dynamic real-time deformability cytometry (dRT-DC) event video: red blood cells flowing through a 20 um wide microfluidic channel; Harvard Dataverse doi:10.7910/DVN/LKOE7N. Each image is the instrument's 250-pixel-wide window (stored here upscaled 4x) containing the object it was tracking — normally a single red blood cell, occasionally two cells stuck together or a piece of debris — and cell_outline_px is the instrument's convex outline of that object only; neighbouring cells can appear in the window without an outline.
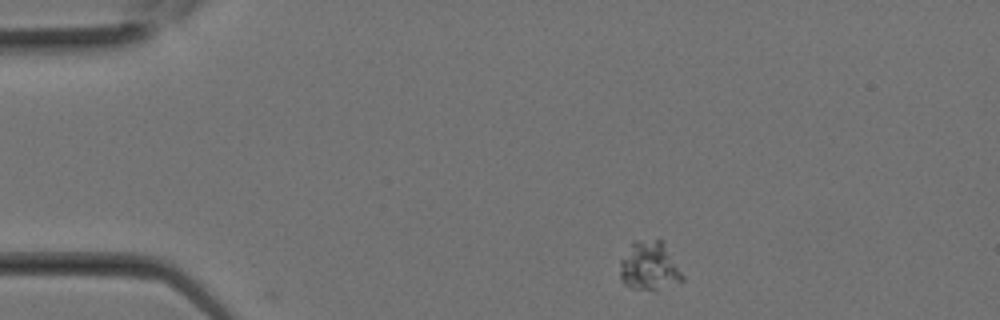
{"species": "Egyptian fruit bat (a non-hibernating species)", "species_latin": "Rousettus aegyptiacus", "temperature_condition": "room temperature", "stored_images_in_passage": 2, "camera_frame_rate_fps": 3000, "um_per_image_px": 0.085, "animal": {"sex": "female"}, "frame": {"image": 1, "passage_image": 1, "time_ms": 0.0, "image_size_px": [1000, 320], "cell_outline_px": [[684, 280], [656, 292], [632, 288], [624, 284], [620, 280], [620, 260], [632, 240], [664, 240], [684, 276]], "centroid_in_image_um": [55.2, 22.63], "position_along_channel_um": 29.8, "area_um2": 18.38}}